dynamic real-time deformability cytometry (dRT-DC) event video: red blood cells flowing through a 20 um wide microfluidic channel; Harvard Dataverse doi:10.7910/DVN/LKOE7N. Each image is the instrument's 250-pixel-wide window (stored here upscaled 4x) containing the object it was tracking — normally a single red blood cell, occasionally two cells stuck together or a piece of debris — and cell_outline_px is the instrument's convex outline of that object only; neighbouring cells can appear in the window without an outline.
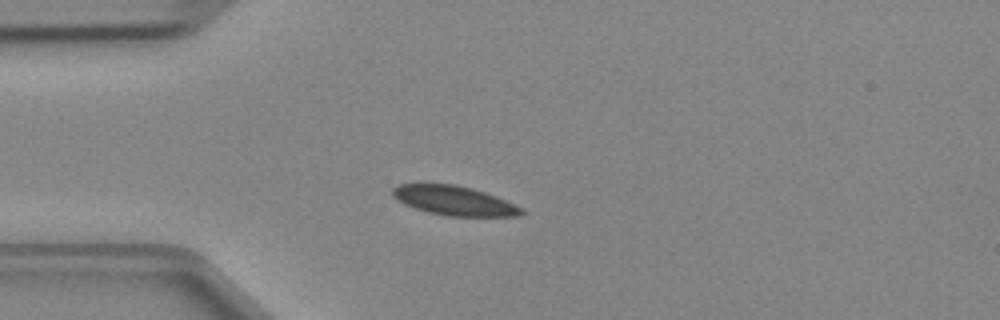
{"species": "Egyptian fruit bat (a non-hibernating species)", "species_latin": "Rousettus aegyptiacus", "temperature_condition": "cold", "stored_images_in_passage": 37, "camera_frame_rate_fps": 3000, "um_per_image_px": 0.085, "animal": {"sex": "female"}, "frame": {"image": 1, "passage_image": 1, "time_ms": 0.0, "image_size_px": [1000, 320], "cell_outline_px": [[524, 212], [516, 216], [448, 216], [428, 212], [404, 204], [396, 200], [392, 196], [392, 188], [400, 184], [424, 180], [456, 184], [472, 188], [496, 196], [524, 208]], "centroid_in_image_um": [38.51, 16.99], "position_along_channel_um": 46.5, "area_um2": 22.83}}
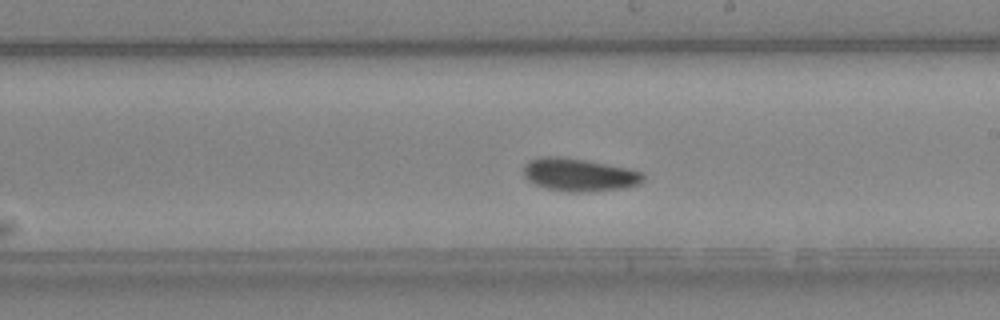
{"frame": {"image": 2, "passage_image": 16, "time_ms": 5.0, "image_size_px": [1000, 320], "cell_outline_px": [[644, 180], [640, 184], [628, 188], [592, 192], [568, 192], [544, 188], [528, 180], [524, 176], [524, 164], [528, 160], [540, 156], [560, 156], [632, 168], [644, 172]], "centroid_in_image_um": [49.27, 14.86], "position_along_channel_um": 239.7, "area_um2": 23.52}}
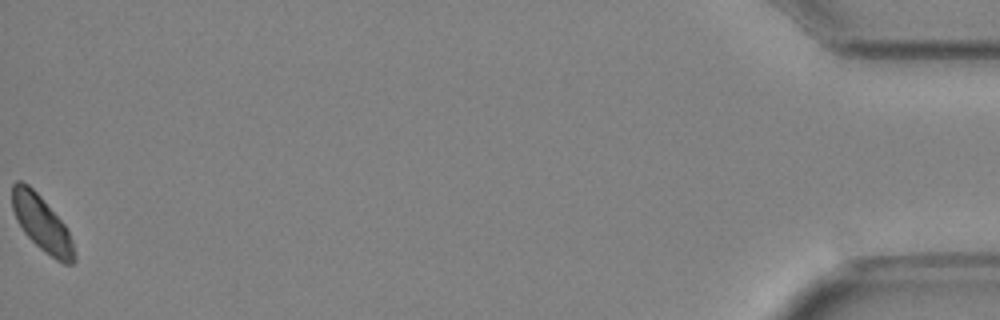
{"frame": {"image": 3, "passage_image": 37, "time_ms": 12.0, "image_size_px": [1000, 320], "cell_outline_px": [[76, 260], [72, 264], [64, 264], [56, 260], [44, 252], [24, 232], [16, 220], [12, 208], [12, 184], [16, 180], [20, 180], [28, 184], [40, 196], [64, 224], [72, 240], [76, 256]], "centroid_in_image_um": [3.55, 19.01], "position_along_channel_um": 431.7, "area_um2": 19.94}}